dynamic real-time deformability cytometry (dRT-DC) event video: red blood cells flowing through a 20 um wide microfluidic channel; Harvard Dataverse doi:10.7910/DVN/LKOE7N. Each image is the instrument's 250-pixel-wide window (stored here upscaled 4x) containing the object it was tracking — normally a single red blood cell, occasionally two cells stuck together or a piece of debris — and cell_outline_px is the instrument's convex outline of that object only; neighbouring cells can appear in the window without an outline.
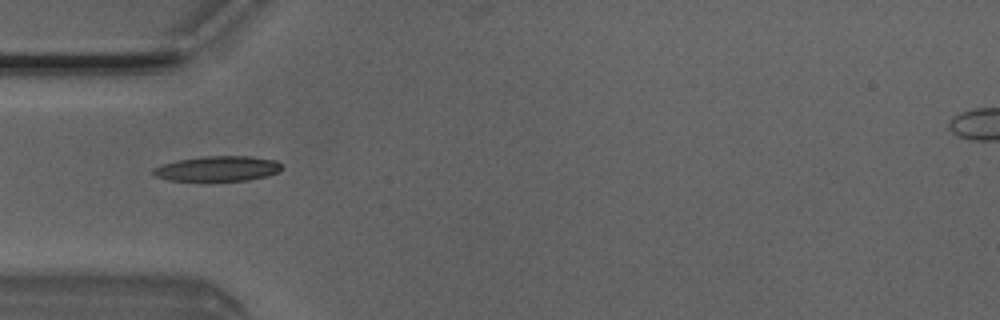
{"species": "Egyptian fruit bat (a non-hibernating species)", "species_latin": "Rousettus aegyptiacus", "temperature_condition": "room temperature", "stored_images_in_passage": 1, "camera_frame_rate_fps": 3000, "um_per_image_px": 0.085, "animal": {"sex": "male"}, "frame": {"image": 1, "passage_image": 1, "time_ms": 0.0, "image_size_px": [1000, 320], "cell_outline_px": [[284, 168], [268, 176], [248, 180], [168, 180], [156, 176], [152, 172], [152, 168], [160, 164], [176, 160], [204, 156], [248, 156], [276, 160]], "centroid_in_image_um": [18.48, 14.32], "position_along_channel_um": 66.5, "area_um2": 18.79}}